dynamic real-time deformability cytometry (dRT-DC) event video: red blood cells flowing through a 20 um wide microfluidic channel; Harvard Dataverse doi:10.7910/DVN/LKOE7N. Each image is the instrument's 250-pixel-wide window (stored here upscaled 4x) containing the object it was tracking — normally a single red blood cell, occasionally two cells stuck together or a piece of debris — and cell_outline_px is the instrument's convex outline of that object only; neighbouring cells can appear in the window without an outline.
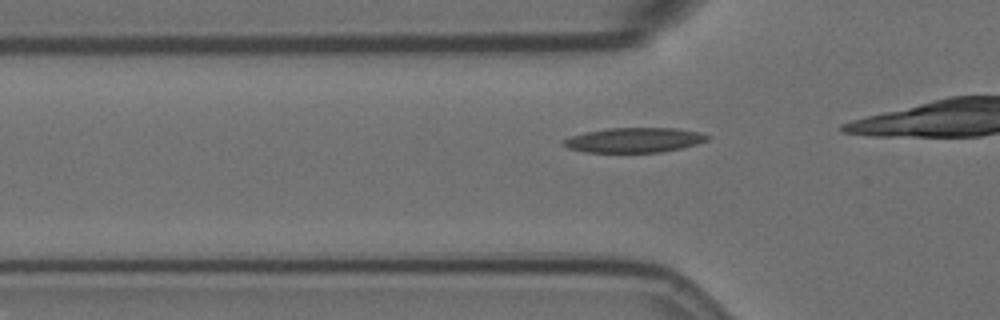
{"species": "Egyptian fruit bat (a non-hibernating species)", "species_latin": "Rousettus aegyptiacus", "temperature_condition": "room temperature", "stored_images_in_passage": 40, "camera_frame_rate_fps": 3000, "um_per_image_px": 0.085, "animal": {"sex": "female"}, "frame": {"image": 1, "passage_image": 9, "time_ms": 2.667, "image_size_px": [1000, 320], "cell_outline_px": [[712, 136], [708, 140], [696, 144], [680, 148], [660, 152], [584, 152], [568, 148], [564, 144], [564, 140], [572, 136], [584, 132], [608, 128], [676, 128], [700, 132]], "centroid_in_image_um": [53.95, 11.9], "position_along_channel_um": 71.9, "area_um2": 20.69}}
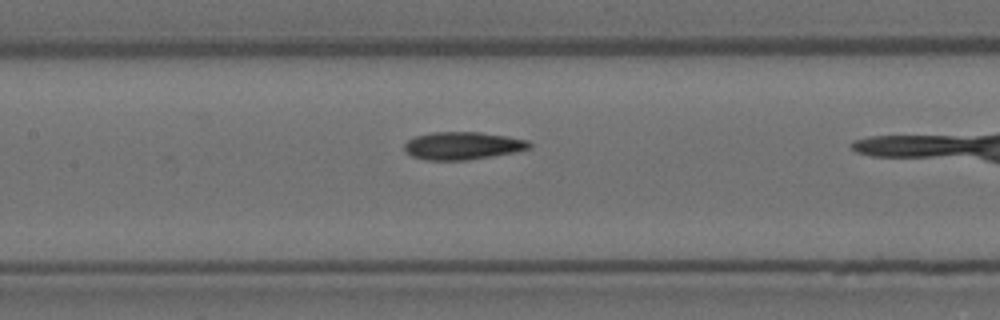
{"frame": {"image": 2, "passage_image": 17, "time_ms": 5.333, "image_size_px": [1000, 320], "cell_outline_px": [[532, 148], [516, 152], [468, 160], [428, 160], [412, 156], [404, 148], [404, 144], [408, 140], [416, 136], [432, 132], [480, 132], [508, 136], [528, 140], [532, 144]], "centroid_in_image_um": [39.38, 12.38], "position_along_channel_um": 168.0, "area_um2": 20.23}}
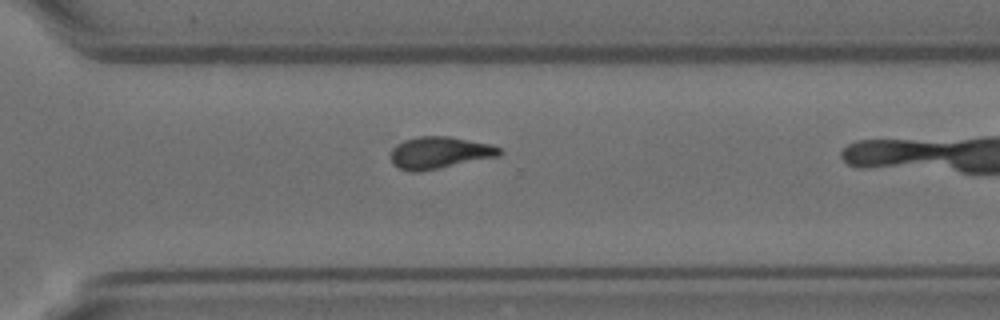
{"frame": {"image": 3, "passage_image": 31, "time_ms": 10.0, "image_size_px": [1000, 320], "cell_outline_px": [[504, 152], [500, 156], [420, 172], [408, 172], [396, 168], [392, 164], [392, 148], [404, 140], [420, 136], [448, 136], [492, 144], [500, 148]], "centroid_in_image_um": [37.37, 12.99], "position_along_channel_um": 333.2, "area_um2": 20.46}, "authors_computed_cell_mechanics": {"area_um2": 20.1144, "velocity_mm_per_s": 3.5541, "shape_relaxation_time_tau1_ms": 10.7337, "shape_relaxation_time_tau2_ms": 4.327, "deformation_change_tau1": 0.2804, "deformation_change_tau2": 0.1333}}